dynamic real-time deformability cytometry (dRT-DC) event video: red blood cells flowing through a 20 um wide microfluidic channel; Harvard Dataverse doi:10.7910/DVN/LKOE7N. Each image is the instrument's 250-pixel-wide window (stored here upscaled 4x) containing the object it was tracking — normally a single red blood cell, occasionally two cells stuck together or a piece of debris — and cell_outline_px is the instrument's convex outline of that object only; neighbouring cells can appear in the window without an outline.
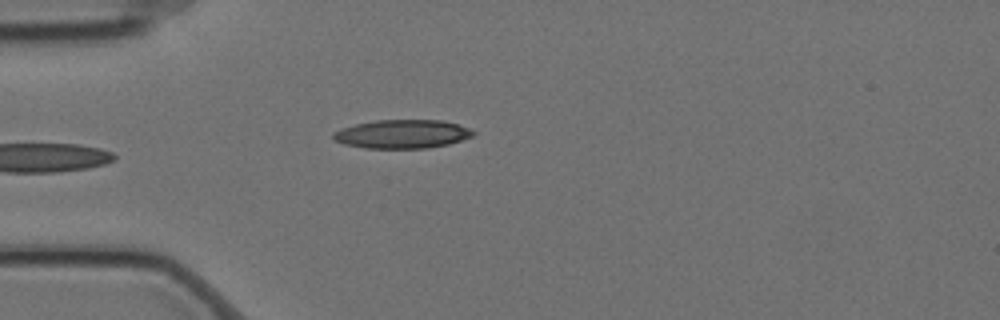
{"species": "Egyptian fruit bat (a non-hibernating species)", "species_latin": "Rousettus aegyptiacus", "temperature_condition": "cold", "stored_images_in_passage": 5, "camera_frame_rate_fps": 3000, "um_per_image_px": 0.085, "animal": {"sex": "female"}, "frame": {"image": 1, "passage_image": 5, "time_ms": 1.333, "image_size_px": [1000, 320], "cell_outline_px": [[476, 132], [472, 136], [448, 144], [428, 148], [364, 148], [344, 144], [332, 140], [332, 132], [340, 128], [356, 124], [376, 120], [444, 120], [468, 128]], "centroid_in_image_um": [34.13, 11.39], "position_along_channel_um": 50.9, "area_um2": 23.41}}